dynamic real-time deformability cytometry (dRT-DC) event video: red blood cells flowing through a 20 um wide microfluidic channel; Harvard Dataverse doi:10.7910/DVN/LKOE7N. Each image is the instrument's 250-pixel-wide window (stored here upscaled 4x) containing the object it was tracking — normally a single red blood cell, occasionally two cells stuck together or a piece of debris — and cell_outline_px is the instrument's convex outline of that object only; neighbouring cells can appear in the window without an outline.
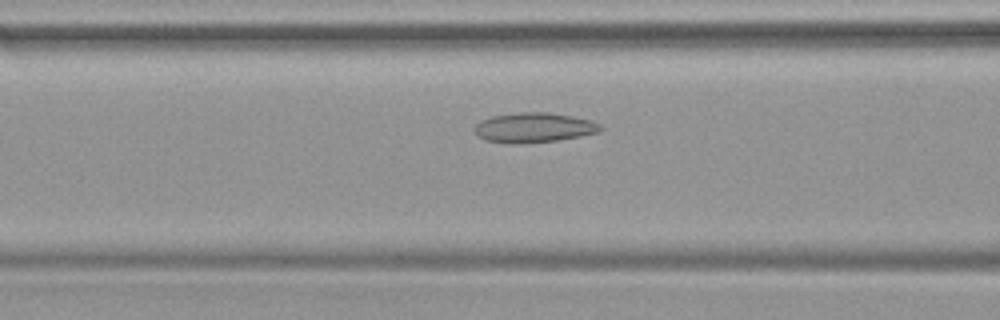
{"species": "common noctule bat (a hibernating species)", "species_latin": "Nyctalus noctula", "temperature_condition": "warm", "stored_images_in_passage": 38, "camera_frame_rate_fps": 3000, "um_per_image_px": 0.085, "animal": {"sex": "female", "body_mass_g": 19.9}, "frame": {"image": 1, "passage_image": 15, "time_ms": 4.667, "image_size_px": [1000, 320], "cell_outline_px": [[604, 128], [600, 132], [580, 136], [556, 140], [520, 144], [512, 144], [484, 140], [476, 136], [476, 124], [480, 120], [492, 116], [520, 112], [548, 112], [572, 116], [592, 120], [600, 124]], "centroid_in_image_um": [45.39, 10.85], "position_along_channel_um": 121.2, "area_um2": 22.02}}
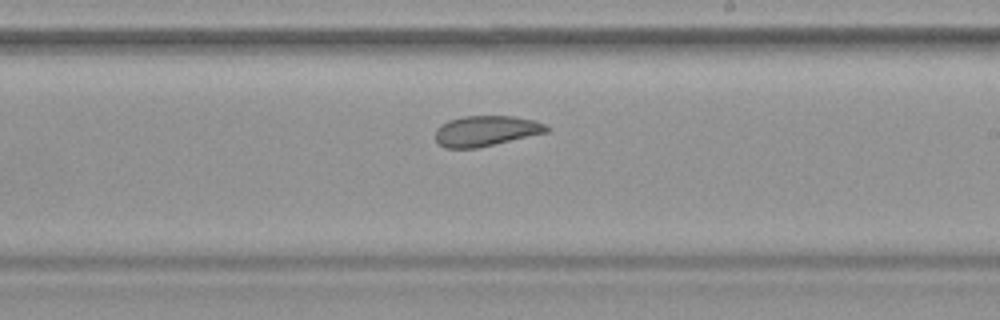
{"frame": {"image": 2, "passage_image": 24, "time_ms": 7.667, "image_size_px": [1000, 320], "cell_outline_px": [[548, 132], [476, 148], [444, 148], [436, 140], [436, 128], [440, 124], [448, 120], [464, 116], [512, 116], [532, 120], [544, 124], [548, 128]], "centroid_in_image_um": [41.26, 11.12], "position_along_channel_um": 247.7, "area_um2": 19.54}}
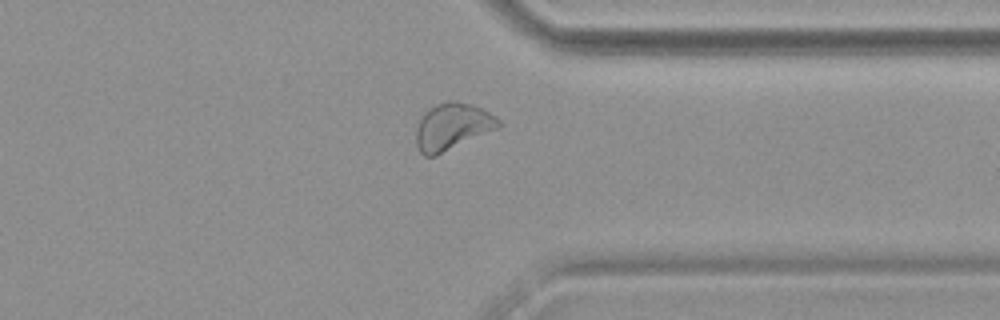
{"frame": {"image": 3, "passage_image": 33, "time_ms": 10.667, "image_size_px": [1000, 320], "cell_outline_px": [[500, 128], [436, 156], [424, 156], [420, 152], [416, 144], [416, 128], [420, 116], [428, 108], [436, 104], [448, 100], [456, 100], [472, 104], [496, 116], [500, 120]], "centroid_in_image_um": [38.44, 10.75], "position_along_channel_um": 373.0, "area_um2": 22.89}}